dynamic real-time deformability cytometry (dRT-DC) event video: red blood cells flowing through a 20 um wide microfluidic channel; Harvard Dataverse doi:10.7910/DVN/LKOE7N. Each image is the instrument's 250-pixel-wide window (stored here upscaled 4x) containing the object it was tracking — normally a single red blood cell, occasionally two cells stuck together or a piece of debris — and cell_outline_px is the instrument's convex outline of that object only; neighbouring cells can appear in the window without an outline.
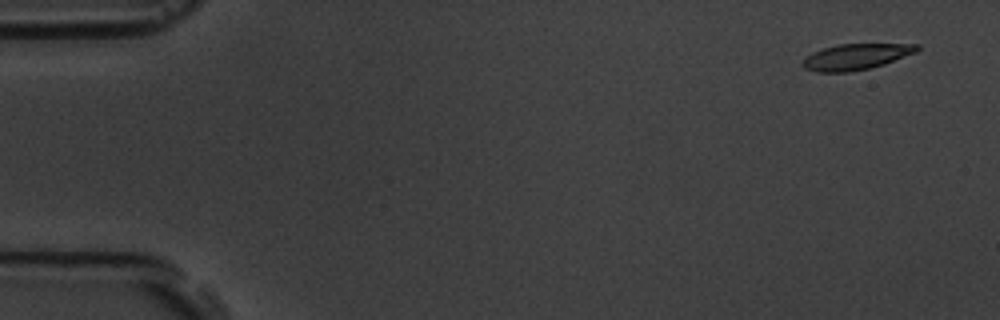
{"species": "common noctule bat (a hibernating species)", "species_latin": "Nyctalus noctula", "temperature_condition": "room temperature", "stored_images_in_passage": 5, "camera_frame_rate_fps": 3000, "um_per_image_px": 0.085, "animal": {"sex": "male", "body_mass_g": 19.5, "forearm_length_mm": 54.6}, "frame": {"image": 1, "passage_image": 1, "time_ms": 0.0, "image_size_px": [1000, 320], "cell_outline_px": [[920, 48], [916, 52], [884, 64], [868, 68], [848, 72], [816, 72], [804, 68], [800, 64], [812, 52], [824, 48], [840, 44], [920, 44]], "centroid_in_image_um": [72.75, 4.82], "position_along_channel_um": 12.3, "area_um2": 17.11}}